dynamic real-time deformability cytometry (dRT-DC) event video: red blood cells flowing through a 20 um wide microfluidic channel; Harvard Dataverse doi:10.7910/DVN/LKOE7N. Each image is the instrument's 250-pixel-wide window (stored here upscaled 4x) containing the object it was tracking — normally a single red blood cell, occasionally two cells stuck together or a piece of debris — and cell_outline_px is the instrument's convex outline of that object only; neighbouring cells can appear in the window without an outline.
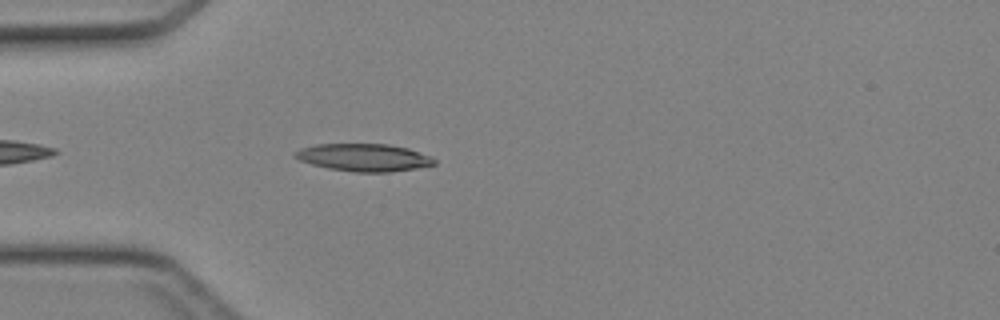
{"species": "Egyptian fruit bat (a non-hibernating species)", "species_latin": "Rousettus aegyptiacus", "temperature_condition": "cold", "stored_images_in_passage": 33, "camera_frame_rate_fps": 3000, "um_per_image_px": 0.085, "animal": {"sex": "female"}, "frame": {"image": 1, "passage_image": 1, "time_ms": 0.0, "image_size_px": [1000, 320], "cell_outline_px": [[436, 164], [416, 168], [392, 172], [356, 172], [328, 168], [312, 164], [300, 160], [292, 156], [292, 152], [300, 148], [316, 144], [388, 144], [408, 148], [432, 156], [436, 160]], "centroid_in_image_um": [30.92, 13.38], "position_along_channel_um": 54.1, "area_um2": 22.48}}
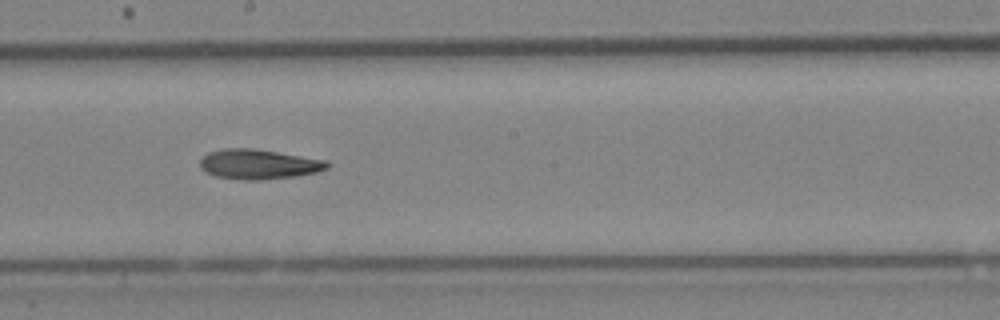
{"frame": {"image": 2, "passage_image": 13, "time_ms": 4.0, "image_size_px": [1000, 320], "cell_outline_px": [[328, 168], [316, 172], [292, 176], [260, 180], [244, 180], [216, 176], [200, 168], [200, 160], [208, 152], [224, 148], [252, 148], [328, 160]], "centroid_in_image_um": [21.97, 13.95], "position_along_channel_um": 226.2, "area_um2": 21.91}}
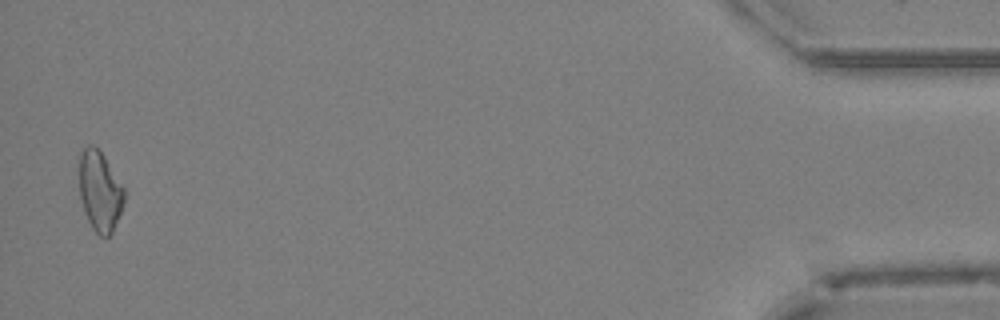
{"frame": {"image": 3, "passage_image": 32, "time_ms": 10.333, "image_size_px": [1000, 320], "cell_outline_px": [[128, 192], [112, 232], [108, 236], [100, 236], [92, 228], [84, 212], [80, 196], [80, 152], [88, 144], [92, 144], [104, 156]], "centroid_in_image_um": [8.51, 16.24], "position_along_channel_um": 426.7, "area_um2": 21.04}}